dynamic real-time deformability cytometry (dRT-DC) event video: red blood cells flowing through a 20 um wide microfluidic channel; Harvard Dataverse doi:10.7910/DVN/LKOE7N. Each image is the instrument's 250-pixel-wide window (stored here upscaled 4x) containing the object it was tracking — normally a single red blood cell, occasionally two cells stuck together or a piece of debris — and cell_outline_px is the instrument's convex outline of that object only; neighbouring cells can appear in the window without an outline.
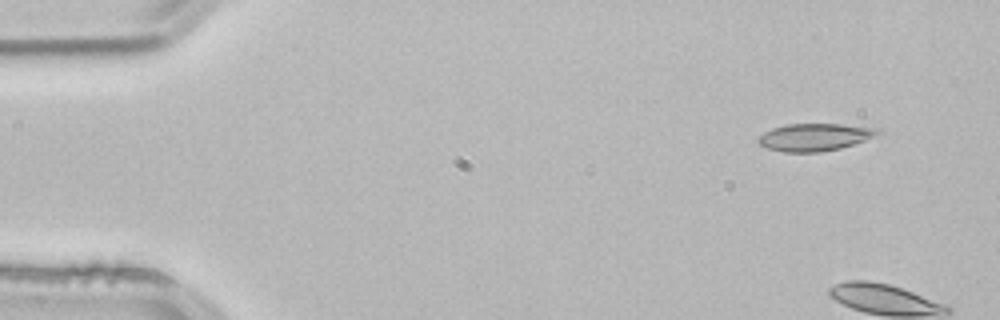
{"species": "common noctule bat (a hibernating species)", "species_latin": "Nyctalus noctula", "temperature_condition": "room temperature", "stored_images_in_passage": 4, "camera_frame_rate_fps": 3000, "um_per_image_px": 0.085, "animal": {"sex": "male", "body_mass_g": 21.5, "forearm_length_mm": 52.0}, "frame": {"image": 1, "passage_image": 1, "time_ms": 0.0, "image_size_px": [1000, 320], "cell_outline_px": [[884, 132], [864, 140], [840, 148], [820, 152], [784, 152], [768, 148], [760, 144], [756, 140], [764, 132], [772, 128], [788, 124], [840, 124], [880, 128]], "centroid_in_image_um": [69.27, 11.65], "position_along_channel_um": 15.7, "area_um2": 19.02}}
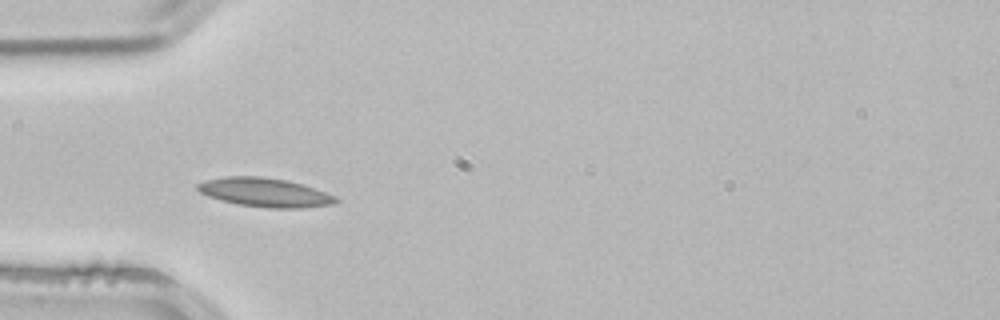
{"frame": {"image": 2, "passage_image": 4, "time_ms": 1.0, "image_size_px": [1000, 320], "cell_outline_px": [[340, 200], [336, 204], [304, 208], [268, 208], [240, 204], [220, 200], [208, 196], [200, 192], [196, 188], [196, 184], [204, 180], [224, 176], [260, 176], [288, 180], [336, 196]], "centroid_in_image_um": [22.51, 16.35], "position_along_channel_um": 62.5, "area_um2": 23.35}}